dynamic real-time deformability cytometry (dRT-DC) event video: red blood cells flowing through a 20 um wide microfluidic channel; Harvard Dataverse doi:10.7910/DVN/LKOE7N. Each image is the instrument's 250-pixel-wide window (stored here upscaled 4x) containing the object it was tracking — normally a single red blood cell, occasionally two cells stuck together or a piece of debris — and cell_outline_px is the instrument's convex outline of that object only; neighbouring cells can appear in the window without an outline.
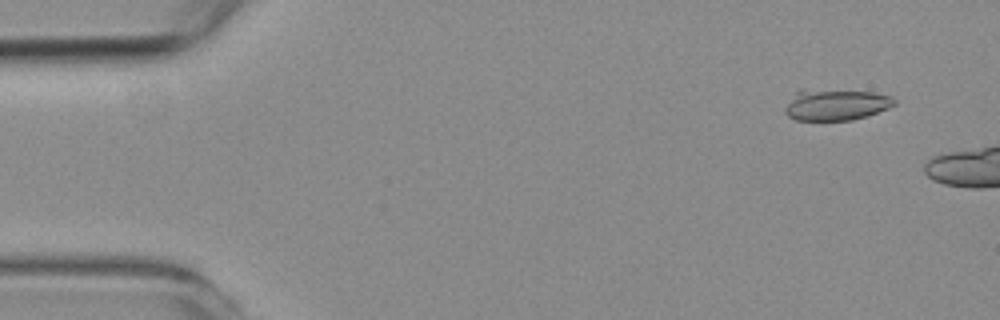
{"species": "common noctule bat (a hibernating species)", "species_latin": "Nyctalus noctula", "temperature_condition": "room temperature", "stored_images_in_passage": 6, "camera_frame_rate_fps": 3000, "um_per_image_px": 0.085, "animal": {"sex": "female", "body_mass_g": 19.3, "forearm_length_mm": 54.1}, "frame": {"image": 1, "passage_image": 2, "time_ms": 0.333, "image_size_px": [1000, 320], "cell_outline_px": [[896, 104], [888, 108], [852, 120], [796, 120], [788, 116], [784, 112], [784, 108], [796, 92], [800, 88], [804, 88], [872, 92], [892, 96], [896, 100]], "centroid_in_image_um": [71.02, 8.88], "position_along_channel_um": 14.0, "area_um2": 20.0}}